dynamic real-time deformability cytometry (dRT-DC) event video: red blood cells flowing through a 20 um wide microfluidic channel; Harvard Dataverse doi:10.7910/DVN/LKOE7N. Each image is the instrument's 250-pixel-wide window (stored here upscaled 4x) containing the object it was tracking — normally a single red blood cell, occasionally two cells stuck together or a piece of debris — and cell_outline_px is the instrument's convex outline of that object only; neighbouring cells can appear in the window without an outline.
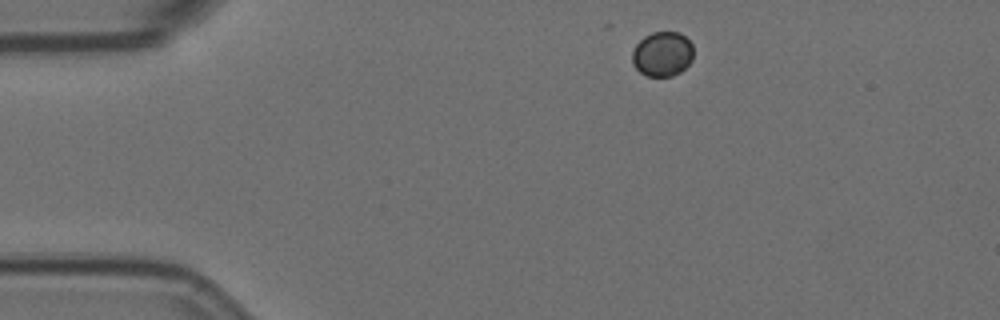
{"species": "Egyptian fruit bat (a non-hibernating species)", "species_latin": "Rousettus aegyptiacus", "temperature_condition": "room temperature", "stored_images_in_passage": 4, "camera_frame_rate_fps": 3000, "um_per_image_px": 0.085, "animal": {"sex": "female"}, "frame": {"image": 1, "passage_image": 1, "time_ms": 0.0, "image_size_px": [1000, 320], "cell_outline_px": [[692, 60], [680, 72], [672, 76], [648, 76], [640, 72], [632, 64], [632, 52], [636, 44], [644, 36], [652, 32], [680, 32], [692, 44]], "centroid_in_image_um": [56.28, 4.59], "position_along_channel_um": 28.7, "area_um2": 15.95}}